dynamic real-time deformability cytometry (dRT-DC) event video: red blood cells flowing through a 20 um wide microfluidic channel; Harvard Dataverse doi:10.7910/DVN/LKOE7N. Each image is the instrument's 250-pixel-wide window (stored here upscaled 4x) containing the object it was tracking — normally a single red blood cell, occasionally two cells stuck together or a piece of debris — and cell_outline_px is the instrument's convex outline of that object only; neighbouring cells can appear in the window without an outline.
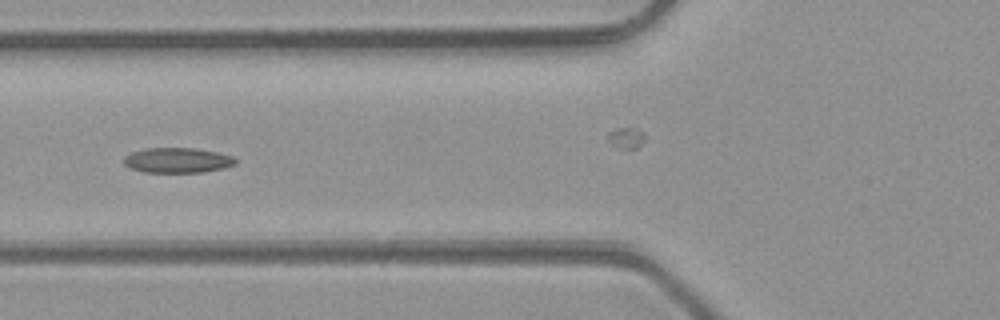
{"species": "common noctule bat (a hibernating species)", "species_latin": "Nyctalus noctula", "temperature_condition": "room temperature", "stored_images_in_passage": 33, "camera_frame_rate_fps": 3000, "um_per_image_px": 0.085, "animal": {"sex": "male", "body_mass_g": 23.1, "forearm_length_mm": 52.7}, "frame": {"image": 1, "passage_image": 6, "time_ms": 1.667, "image_size_px": [1000, 320], "cell_outline_px": [[236, 164], [224, 168], [200, 172], [144, 172], [132, 168], [124, 164], [124, 156], [132, 152], [148, 148], [192, 148], [216, 152], [232, 156], [236, 160]], "centroid_in_image_um": [15.08, 13.62], "position_along_channel_um": 110.7, "area_um2": 16.13}}